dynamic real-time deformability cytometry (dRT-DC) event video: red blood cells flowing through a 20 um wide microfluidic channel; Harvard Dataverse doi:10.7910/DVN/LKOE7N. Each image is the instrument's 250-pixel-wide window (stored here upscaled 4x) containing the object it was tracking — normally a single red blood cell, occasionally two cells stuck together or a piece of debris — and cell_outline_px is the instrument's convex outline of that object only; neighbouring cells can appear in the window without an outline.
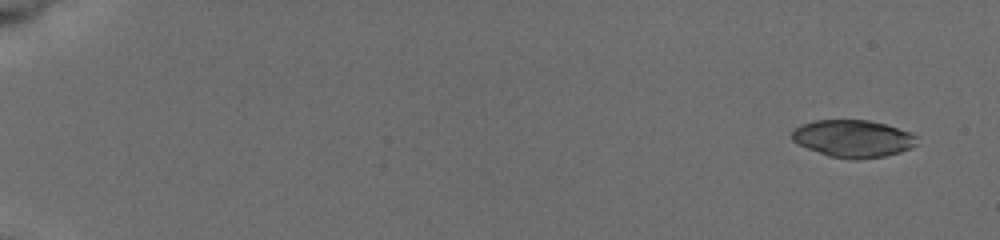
{"species": "common noctule bat (a hibernating species)", "species_latin": "Nyctalus noctula", "temperature_condition": "cold", "stored_images_in_passage": 7, "camera_frame_rate_fps": 3000, "um_per_image_px": 0.085, "animal": {"sex": "female", "body_mass_g": 19.5, "forearm_length_mm": 54.1}, "frame": {"image": 1, "passage_image": 1, "time_ms": 0.0, "image_size_px": [1000, 240], "cell_outline_px": [[916, 144], [900, 152], [884, 156], [860, 160], [852, 160], [828, 156], [808, 148], [792, 140], [792, 132], [796, 128], [804, 124], [816, 120], [868, 120], [884, 124], [908, 132], [916, 136]], "centroid_in_image_um": [72.5, 11.79], "position_along_channel_um": 12.5, "area_um2": 26.82}}
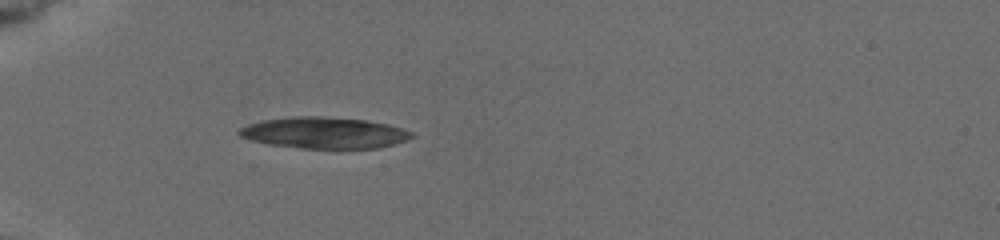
{"frame": {"image": 2, "passage_image": 7, "time_ms": 5.333, "image_size_px": [1000, 240], "cell_outline_px": [[416, 136], [392, 144], [376, 148], [300, 148], [272, 144], [252, 140], [240, 136], [236, 132], [240, 128], [248, 124], [264, 120], [296, 116], [320, 116], [364, 120], [388, 124], [412, 132]], "centroid_in_image_um": [27.55, 11.28], "position_along_channel_um": 57.5, "area_um2": 31.04}}